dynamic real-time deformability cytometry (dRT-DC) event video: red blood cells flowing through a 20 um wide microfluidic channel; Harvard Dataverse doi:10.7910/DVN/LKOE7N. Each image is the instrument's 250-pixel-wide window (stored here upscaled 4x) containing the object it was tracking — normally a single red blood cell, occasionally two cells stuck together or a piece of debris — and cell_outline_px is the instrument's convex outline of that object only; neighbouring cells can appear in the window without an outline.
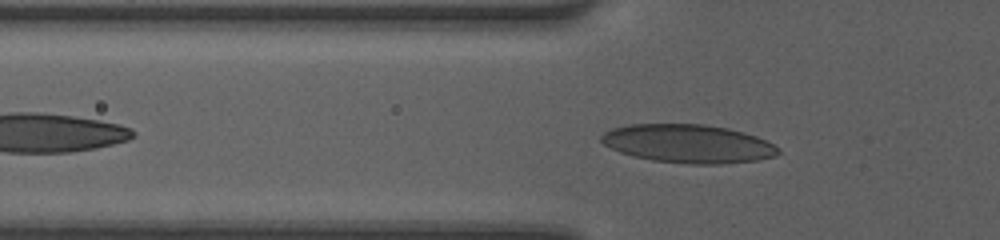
{"species": "human", "species_latin": "Homo sapiens", "temperature_condition": "room temperature", "stored_images_in_passage": 15, "camera_frame_rate_fps": 3000, "um_per_image_px": 0.085, "donor": {"sex": "female"}, "frame": {"image": 1, "passage_image": 6, "time_ms": 1.667, "image_size_px": [1000, 240], "cell_outline_px": [[780, 152], [776, 156], [760, 160], [720, 164], [688, 164], [652, 160], [632, 156], [620, 152], [604, 144], [600, 140], [600, 136], [604, 132], [612, 128], [632, 124], [704, 124], [728, 128], [744, 132], [756, 136], [780, 148]], "centroid_in_image_um": [58.51, 12.21], "position_along_channel_um": 67.3, "area_um2": 39.77}}
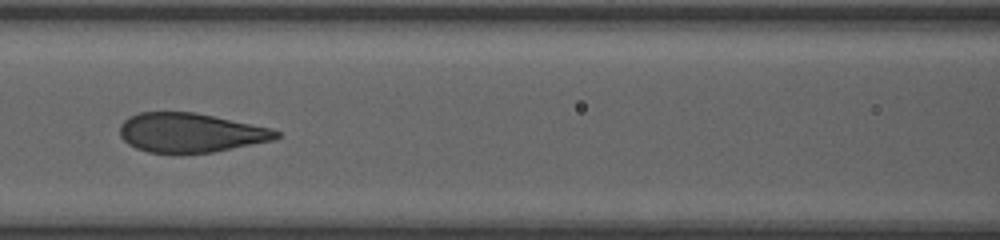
{"frame": {"image": 2, "passage_image": 12, "time_ms": 3.667, "image_size_px": [1000, 240], "cell_outline_px": [[280, 136], [276, 140], [212, 152], [172, 156], [148, 152], [136, 148], [128, 144], [120, 136], [120, 124], [128, 116], [140, 112], [196, 112], [272, 128], [280, 132]], "centroid_in_image_um": [16.18, 11.31], "position_along_channel_um": 150.4, "area_um2": 36.7}}
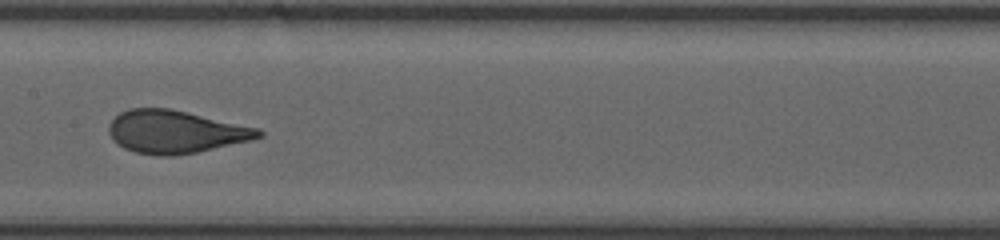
{"frame": {"image": 3, "passage_image": 14, "time_ms": 4.333, "image_size_px": [1000, 240], "cell_outline_px": [[264, 136], [252, 140], [196, 152], [172, 156], [156, 156], [136, 152], [124, 148], [116, 144], [112, 140], [108, 132], [108, 124], [120, 112], [128, 108], [168, 108], [188, 112], [260, 128], [264, 132]], "centroid_in_image_um": [14.91, 11.2], "position_along_channel_um": 192.5, "area_um2": 37.63}}